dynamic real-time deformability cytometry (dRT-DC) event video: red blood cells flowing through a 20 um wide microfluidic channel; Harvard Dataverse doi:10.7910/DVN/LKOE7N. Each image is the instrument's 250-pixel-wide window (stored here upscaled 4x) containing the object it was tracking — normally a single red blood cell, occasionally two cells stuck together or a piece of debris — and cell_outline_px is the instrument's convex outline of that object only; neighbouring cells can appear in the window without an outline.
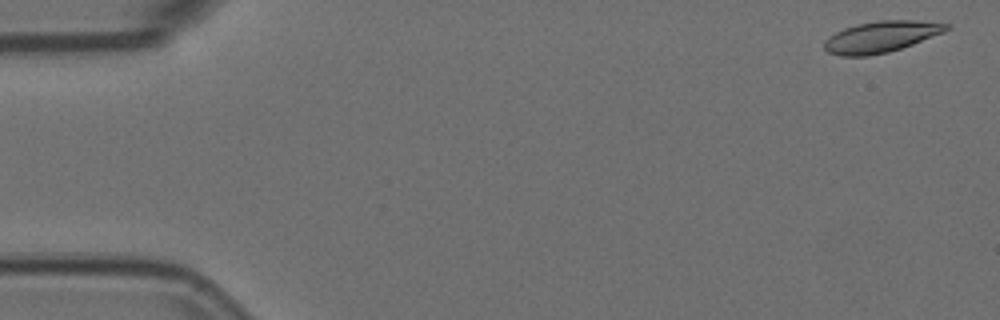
{"species": "Egyptian fruit bat (a non-hibernating species)", "species_latin": "Rousettus aegyptiacus", "temperature_condition": "room temperature", "stored_images_in_passage": 4, "camera_frame_rate_fps": 3000, "um_per_image_px": 0.085, "animal": {"sex": "female"}, "frame": {"image": 1, "passage_image": 1, "time_ms": 0.0, "image_size_px": [1000, 320], "cell_outline_px": [[952, 28], [944, 32], [912, 44], [888, 52], [868, 56], [840, 56], [828, 52], [824, 48], [824, 40], [828, 36], [844, 28], [856, 24], [880, 20], [912, 20], [952, 24]], "centroid_in_image_um": [74.88, 3.12], "position_along_channel_um": 10.1, "area_um2": 22.25}}
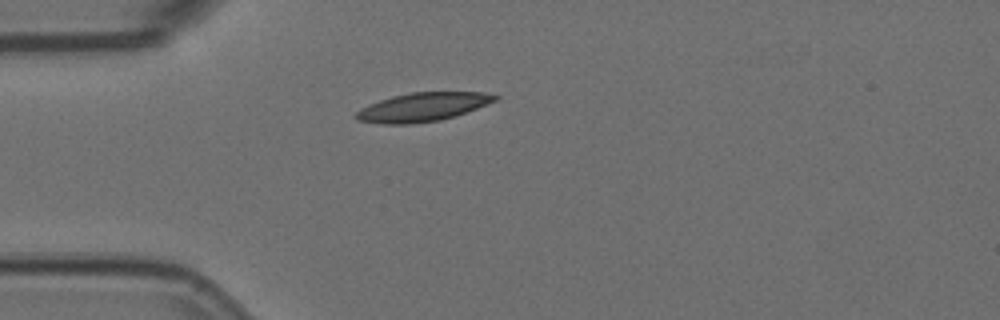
{"frame": {"image": 2, "passage_image": 4, "time_ms": 1.0, "image_size_px": [1000, 320], "cell_outline_px": [[500, 96], [496, 100], [476, 108], [440, 120], [408, 124], [384, 124], [356, 120], [352, 116], [360, 108], [380, 100], [392, 96], [412, 92], [484, 92]], "centroid_in_image_um": [35.87, 9.09], "position_along_channel_um": 49.1, "area_um2": 23.0}}